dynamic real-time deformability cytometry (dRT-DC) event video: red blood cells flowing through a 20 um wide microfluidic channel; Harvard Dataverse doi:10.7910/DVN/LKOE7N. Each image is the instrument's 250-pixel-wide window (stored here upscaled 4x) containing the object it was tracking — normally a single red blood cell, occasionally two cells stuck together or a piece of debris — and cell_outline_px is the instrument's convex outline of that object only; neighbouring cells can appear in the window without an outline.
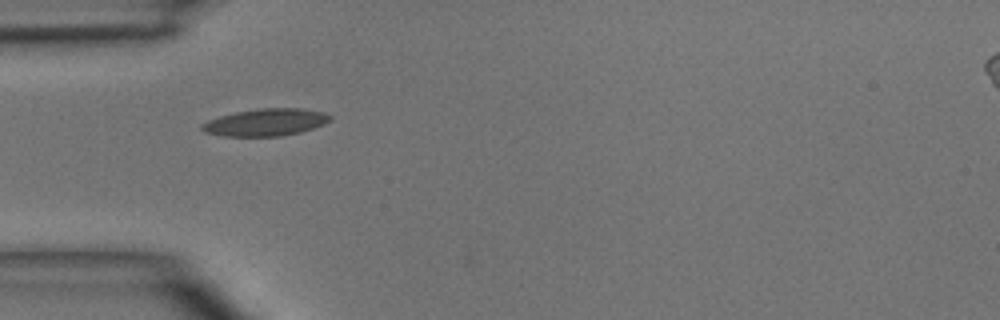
{"species": "common noctule bat (a hibernating species)", "species_latin": "Nyctalus noctula", "temperature_condition": "room temperature", "stored_images_in_passage": 4, "camera_frame_rate_fps": 3000, "um_per_image_px": 0.085, "animal": {"sex": "male", "body_mass_g": 15.6}, "frame": {"image": 1, "passage_image": 1, "time_ms": 0.0, "image_size_px": [1000, 320], "cell_outline_px": [[332, 120], [324, 124], [300, 132], [280, 136], [224, 136], [204, 132], [200, 128], [200, 124], [208, 120], [220, 116], [236, 112], [260, 108], [300, 108], [324, 112], [332, 116]], "centroid_in_image_um": [22.58, 10.39], "position_along_channel_um": 62.4, "area_um2": 20.35}}
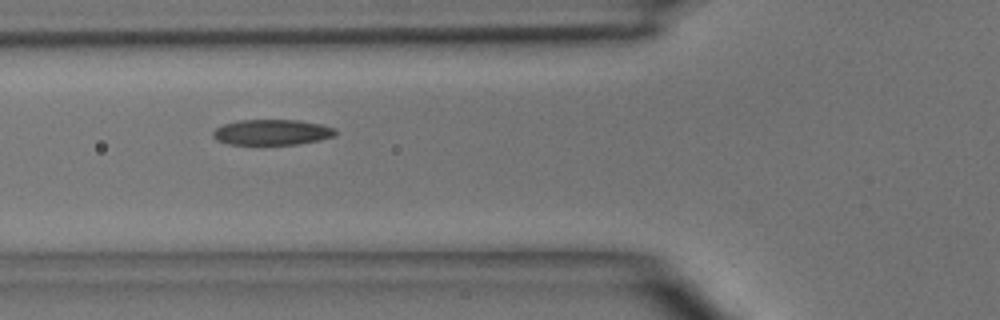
{"frame": {"image": 2, "passage_image": 2, "time_ms": 1.0, "image_size_px": [1000, 320], "cell_outline_px": [[336, 136], [320, 140], [296, 144], [228, 144], [216, 140], [212, 136], [212, 132], [216, 128], [224, 124], [240, 120], [300, 120], [320, 124], [336, 128]], "centroid_in_image_um": [23.13, 11.24], "position_along_channel_um": 102.7, "area_um2": 18.26}}
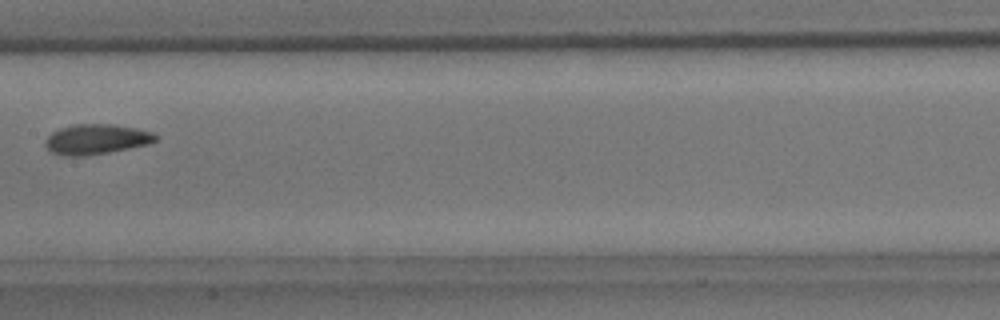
{"frame": {"image": 3, "passage_image": 4, "time_ms": 3.333, "image_size_px": [1000, 320], "cell_outline_px": [[160, 136], [156, 140], [148, 144], [108, 152], [84, 156], [60, 156], [52, 152], [44, 144], [44, 140], [52, 132], [60, 128], [76, 124], [112, 124], [136, 128], [152, 132]], "centroid_in_image_um": [8.17, 11.83], "position_along_channel_um": 199.2, "area_um2": 19.36}}